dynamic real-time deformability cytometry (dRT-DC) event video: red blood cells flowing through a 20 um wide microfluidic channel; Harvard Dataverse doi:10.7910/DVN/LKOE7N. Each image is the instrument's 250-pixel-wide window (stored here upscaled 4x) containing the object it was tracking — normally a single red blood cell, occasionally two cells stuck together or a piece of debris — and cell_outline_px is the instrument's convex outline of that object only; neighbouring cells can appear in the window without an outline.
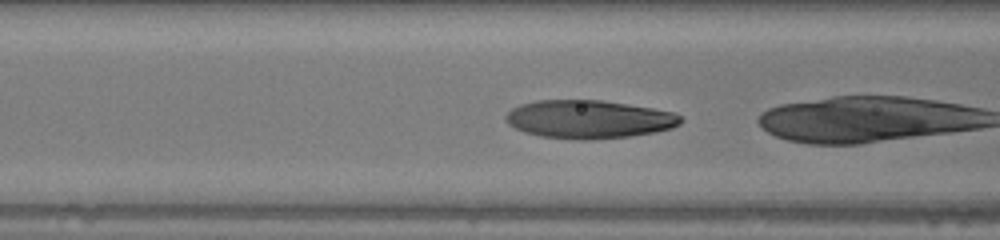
{"species": "human", "species_latin": "Homo sapiens", "temperature_condition": "warm", "stored_images_in_passage": 34, "camera_frame_rate_fps": 3000, "um_per_image_px": 0.085, "donor": {"sex": "female"}, "frame": {"image": 1, "passage_image": 15, "time_ms": 4.667, "image_size_px": [1000, 240], "cell_outline_px": [[684, 120], [680, 124], [672, 128], [656, 132], [628, 136], [592, 140], [580, 140], [540, 136], [524, 132], [508, 124], [504, 120], [504, 116], [512, 108], [520, 104], [536, 100], [600, 100], [628, 104], [676, 112]], "centroid_in_image_um": [50.05, 10.14], "position_along_channel_um": 116.5, "area_um2": 39.25}}
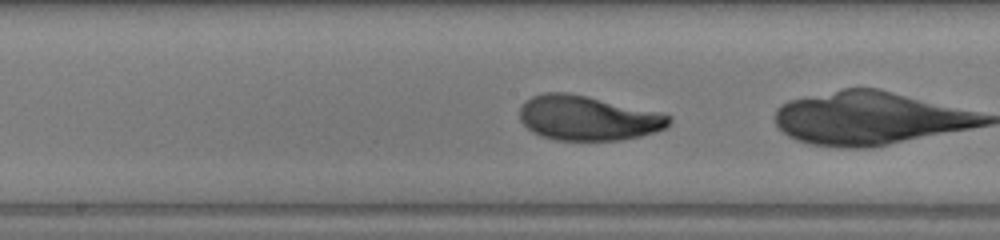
{"frame": {"image": 2, "passage_image": 21, "time_ms": 6.667, "image_size_px": [1000, 240], "cell_outline_px": [[672, 120], [664, 128], [640, 136], [620, 140], [556, 140], [540, 136], [532, 132], [520, 120], [520, 108], [524, 100], [532, 96], [544, 92], [568, 92], [588, 96], [660, 112], [672, 116]], "centroid_in_image_um": [49.93, 10.02], "position_along_channel_um": 198.3, "area_um2": 39.02}}